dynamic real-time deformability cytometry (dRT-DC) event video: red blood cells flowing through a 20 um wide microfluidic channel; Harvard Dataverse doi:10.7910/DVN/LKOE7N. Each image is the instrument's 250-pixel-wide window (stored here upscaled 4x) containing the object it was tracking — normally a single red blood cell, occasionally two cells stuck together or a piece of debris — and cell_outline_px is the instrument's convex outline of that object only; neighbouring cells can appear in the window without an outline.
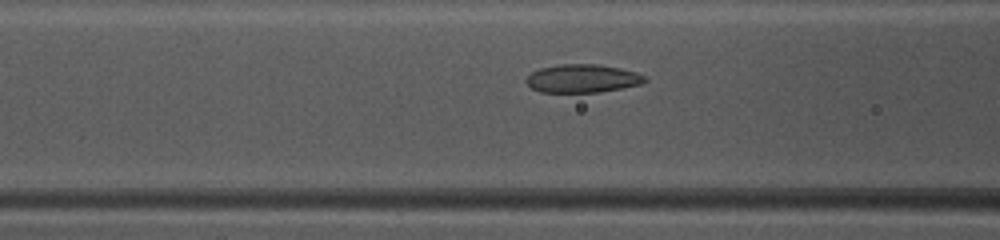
{"species": "common noctule bat (a hibernating species)", "species_latin": "Nyctalus noctula", "temperature_condition": "warm", "stored_images_in_passage": 49, "camera_frame_rate_fps": 3000, "um_per_image_px": 0.085, "animal": {"sex": "female", "body_mass_g": 10.0, "forearm_length_mm": 53.1}, "frame": {"image": 1, "passage_image": 20, "time_ms": 6.333, "image_size_px": [1000, 240], "cell_outline_px": [[648, 80], [640, 84], [600, 92], [540, 92], [532, 88], [524, 80], [532, 72], [540, 68], [560, 64], [596, 64], [620, 68], [636, 72], [644, 76]], "centroid_in_image_um": [49.49, 6.67], "position_along_channel_um": 117.1, "area_um2": 19.42}}
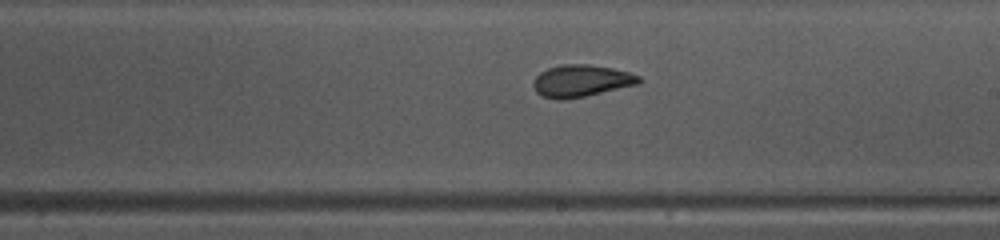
{"frame": {"image": 2, "passage_image": 29, "time_ms": 9.333, "image_size_px": [1000, 240], "cell_outline_px": [[640, 84], [584, 96], [560, 100], [556, 100], [544, 96], [536, 92], [532, 84], [536, 76], [540, 72], [548, 68], [560, 64], [588, 64], [612, 68], [628, 72], [640, 76]], "centroid_in_image_um": [49.39, 6.86], "position_along_channel_um": 239.6, "area_um2": 19.65}}
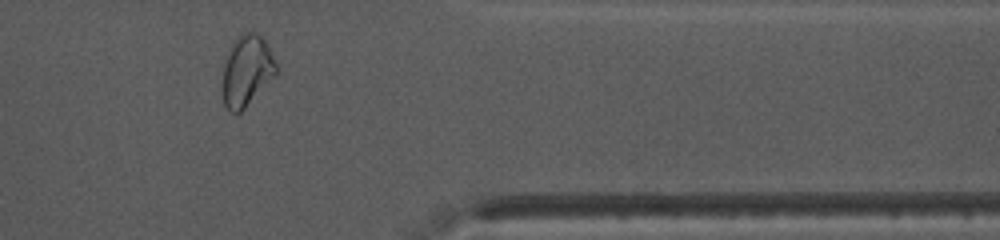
{"frame": {"image": 3, "passage_image": 41, "time_ms": 13.333, "image_size_px": [1000, 240], "cell_outline_px": [[276, 76], [240, 112], [228, 112], [224, 104], [224, 64], [228, 48], [236, 36], [244, 32], [256, 32], [268, 44], [276, 64]], "centroid_in_image_um": [20.98, 5.98], "position_along_channel_um": 390.4, "area_um2": 22.08}, "authors_computed_cell_mechanics": {"area_um2": 20.6924, "velocity_mm_per_s": 4.0707, "shape_relaxation_time_tau1_ms": 10.7905, "shape_relaxation_time_tau2_ms": 1.8396, "deformation_change_tau1": 0.2361, "deformation_change_tau2": 0.0679}}